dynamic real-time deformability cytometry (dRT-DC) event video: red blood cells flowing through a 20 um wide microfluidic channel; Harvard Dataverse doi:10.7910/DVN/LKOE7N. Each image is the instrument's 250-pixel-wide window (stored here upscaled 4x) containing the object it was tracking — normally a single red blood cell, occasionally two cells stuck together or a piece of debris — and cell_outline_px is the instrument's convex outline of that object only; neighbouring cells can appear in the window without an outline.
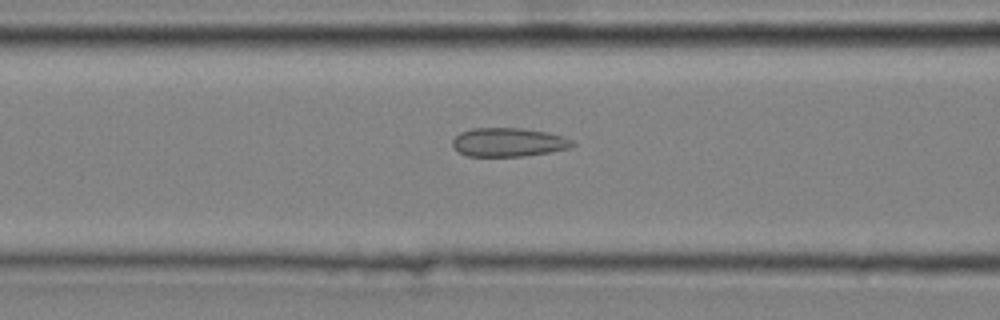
{"species": "common noctule bat (a hibernating species)", "species_latin": "Nyctalus noctula", "temperature_condition": "cold", "stored_images_in_passage": 48, "camera_frame_rate_fps": 3000, "um_per_image_px": 0.085, "animal": {"sex": "male", "body_mass_g": 20.4}, "frame": {"image": 1, "passage_image": 21, "time_ms": 6.667, "image_size_px": [1000, 320], "cell_outline_px": [[576, 144], [572, 148], [524, 156], [468, 156], [460, 152], [452, 144], [452, 140], [460, 132], [472, 128], [524, 128], [548, 132], [564, 136], [572, 140]], "centroid_in_image_um": [43.26, 12.08], "position_along_channel_um": 123.3, "area_um2": 20.17}}
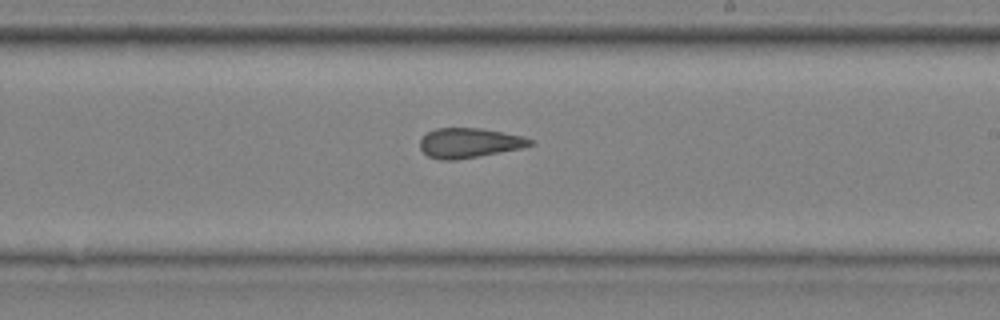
{"frame": {"image": 2, "passage_image": 31, "time_ms": 10.0, "image_size_px": [1000, 320], "cell_outline_px": [[536, 144], [520, 148], [456, 160], [440, 160], [428, 156], [420, 148], [420, 140], [428, 132], [436, 128], [480, 128], [524, 136], [536, 140]], "centroid_in_image_um": [39.92, 12.14], "position_along_channel_um": 249.1, "area_um2": 19.07}}
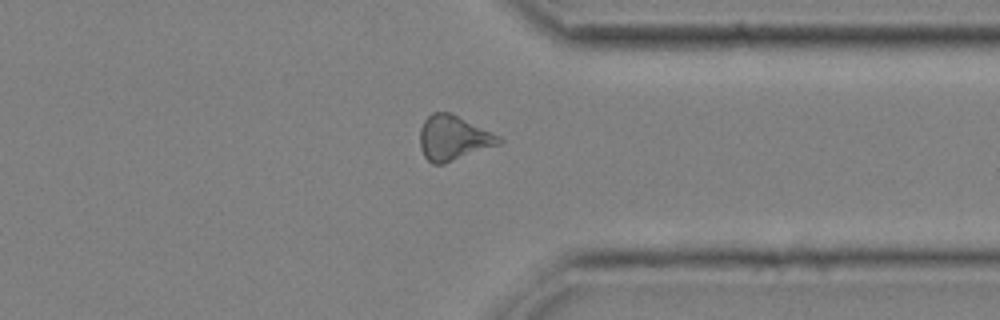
{"frame": {"image": 3, "passage_image": 41, "time_ms": 13.333, "image_size_px": [1000, 320], "cell_outline_px": [[504, 140], [500, 144], [444, 164], [432, 164], [424, 156], [420, 148], [420, 128], [424, 120], [432, 112], [448, 112], [492, 132], [500, 136]], "centroid_in_image_um": [38.52, 11.74], "position_along_channel_um": 372.9, "area_um2": 20.52}, "authors_computed_cell_mechanics": {"area_um2": 20.5479, "velocity_mm_per_s": 3.7737, "shape_relaxation_time_tau1_ms": null, "shape_relaxation_time_tau2_ms": 3.1633, "deformation_change_tau1": null, "deformation_change_tau2": 0.1324}}